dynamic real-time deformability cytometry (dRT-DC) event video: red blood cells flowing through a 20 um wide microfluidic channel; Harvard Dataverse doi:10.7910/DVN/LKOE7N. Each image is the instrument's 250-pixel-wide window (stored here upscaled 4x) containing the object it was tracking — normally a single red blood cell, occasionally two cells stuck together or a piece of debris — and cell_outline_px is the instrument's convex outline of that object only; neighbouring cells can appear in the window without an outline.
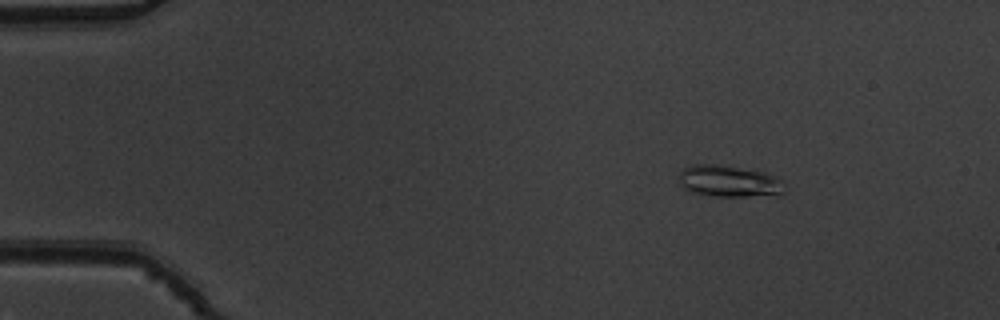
{"species": "common noctule bat (a hibernating species)", "species_latin": "Nyctalus noctula", "temperature_condition": "warm", "stored_images_in_passage": 46, "camera_frame_rate_fps": 3000, "um_per_image_px": 0.085, "animal": {"sex": "male", "body_mass_g": 19.5, "forearm_length_mm": 54.6}, "frame": {"image": 1, "passage_image": 1, "time_ms": 0.0, "image_size_px": [1000, 320], "cell_outline_px": [[784, 192], [780, 196], [716, 196], [692, 192], [684, 188], [680, 184], [680, 172], [684, 168], [692, 164], [712, 164], [764, 172], [776, 176], [784, 180]], "centroid_in_image_um": [62.04, 15.42], "position_along_channel_um": 23.0, "area_um2": 19.54}}
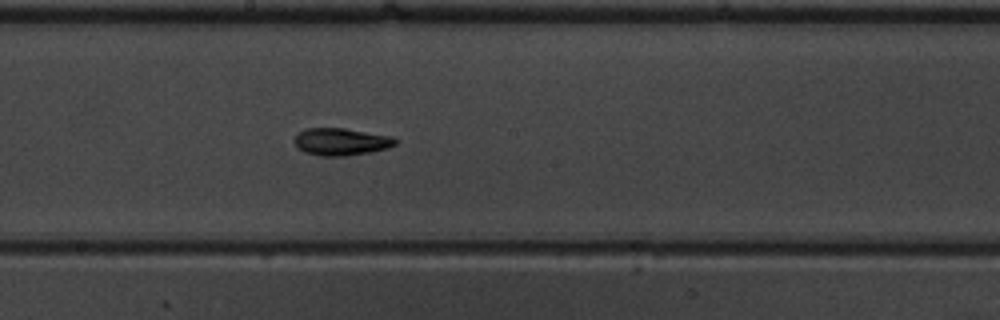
{"frame": {"image": 2, "passage_image": 23, "time_ms": 7.333, "image_size_px": [1000, 320], "cell_outline_px": [[400, 140], [396, 144], [388, 148], [372, 152], [344, 156], [320, 156], [304, 152], [296, 144], [296, 132], [304, 128], [344, 128], [392, 136]], "centroid_in_image_um": [29.03, 12.04], "position_along_channel_um": 219.2, "area_um2": 16.18}}
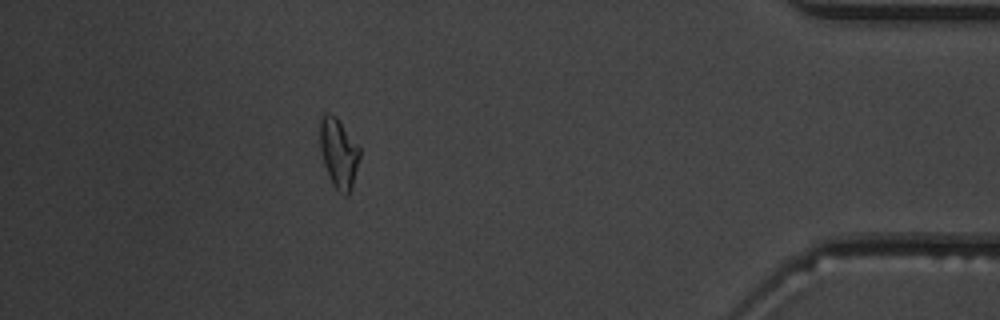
{"frame": {"image": 3, "passage_image": 41, "time_ms": 13.333, "image_size_px": [1000, 320], "cell_outline_px": [[360, 156], [352, 184], [348, 196], [344, 196], [332, 184], [324, 164], [320, 148], [320, 116], [324, 112], [328, 112], [336, 116], [360, 148]], "centroid_in_image_um": [28.77, 12.98], "position_along_channel_um": 406.4, "area_um2": 16.01}, "authors_computed_cell_mechanics": {"area_um2": 15.895, "velocity_mm_per_s": 3.8608, "shape_relaxation_time_tau1_ms": 9.0754, "shape_relaxation_time_tau2_ms": 4.898, "deformation_change_tau1": 0.1877, "deformation_change_tau2": 0.1291}}